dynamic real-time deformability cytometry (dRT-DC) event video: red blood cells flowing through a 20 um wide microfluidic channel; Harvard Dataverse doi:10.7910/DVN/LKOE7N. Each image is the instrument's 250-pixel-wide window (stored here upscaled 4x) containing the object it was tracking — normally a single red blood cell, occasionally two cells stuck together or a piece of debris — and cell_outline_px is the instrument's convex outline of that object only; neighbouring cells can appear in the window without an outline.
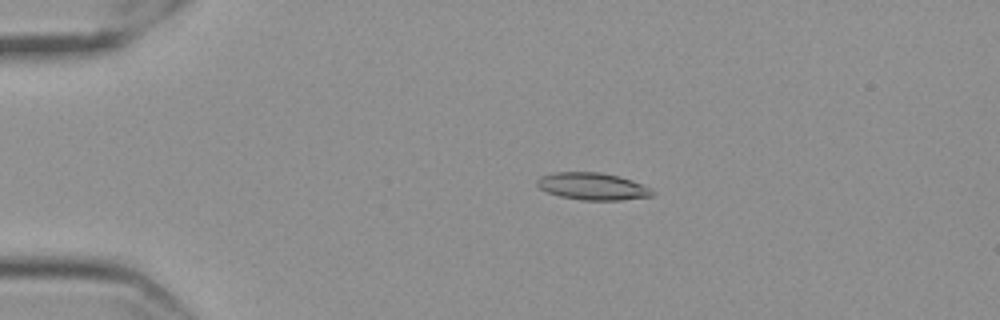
{"species": "Egyptian fruit bat (a non-hibernating species)", "species_latin": "Rousettus aegyptiacus", "temperature_condition": "cold", "stored_images_in_passage": 57, "camera_frame_rate_fps": 3000, "um_per_image_px": 0.085, "frame": {"image": 1, "passage_image": 12, "time_ms": 3.667, "image_size_px": [1000, 320], "cell_outline_px": [[656, 192], [652, 196], [620, 200], [584, 200], [560, 196], [548, 192], [540, 188], [536, 184], [536, 180], [540, 176], [552, 172], [600, 172], [620, 176], [632, 180]], "centroid_in_image_um": [50.34, 15.83], "position_along_channel_um": 34.7, "area_um2": 18.21}}
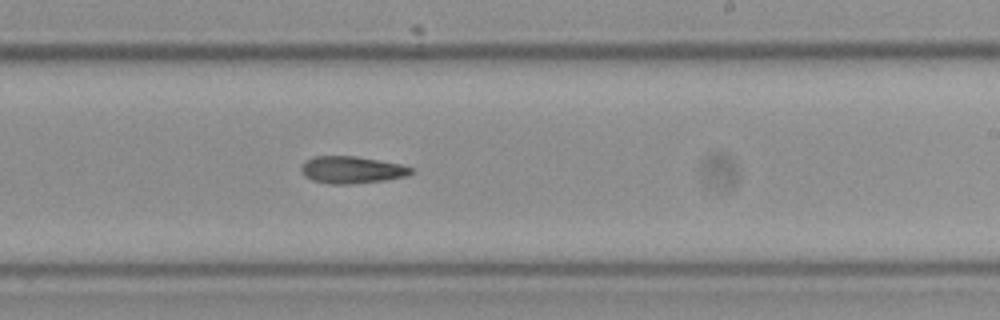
{"frame": {"image": 2, "passage_image": 35, "time_ms": 11.333, "image_size_px": [1000, 320], "cell_outline_px": [[412, 172], [408, 176], [384, 180], [352, 184], [332, 184], [312, 180], [304, 176], [300, 172], [300, 168], [304, 160], [312, 156], [356, 156], [400, 164], [412, 168]], "centroid_in_image_um": [29.84, 14.43], "position_along_channel_um": 259.2, "area_um2": 17.46}}
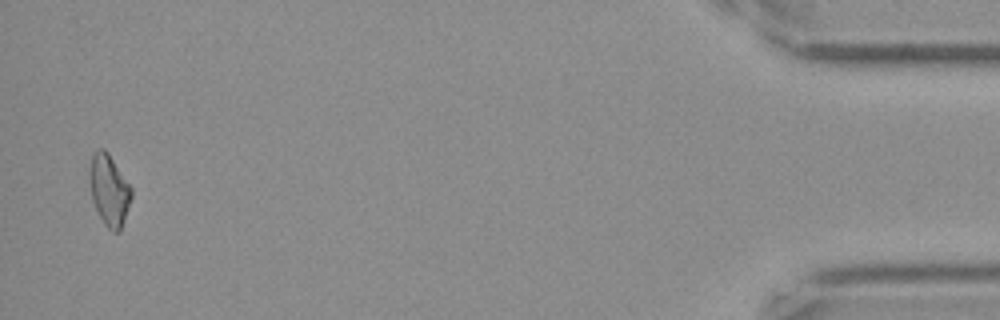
{"frame": {"image": 3, "passage_image": 56, "time_ms": 18.333, "image_size_px": [1000, 320], "cell_outline_px": [[132, 196], [120, 232], [112, 232], [104, 224], [92, 200], [88, 180], [88, 172], [92, 156], [96, 148], [104, 148], [108, 152], [132, 188]], "centroid_in_image_um": [9.26, 16.13], "position_along_channel_um": 425.9, "area_um2": 17.51}}